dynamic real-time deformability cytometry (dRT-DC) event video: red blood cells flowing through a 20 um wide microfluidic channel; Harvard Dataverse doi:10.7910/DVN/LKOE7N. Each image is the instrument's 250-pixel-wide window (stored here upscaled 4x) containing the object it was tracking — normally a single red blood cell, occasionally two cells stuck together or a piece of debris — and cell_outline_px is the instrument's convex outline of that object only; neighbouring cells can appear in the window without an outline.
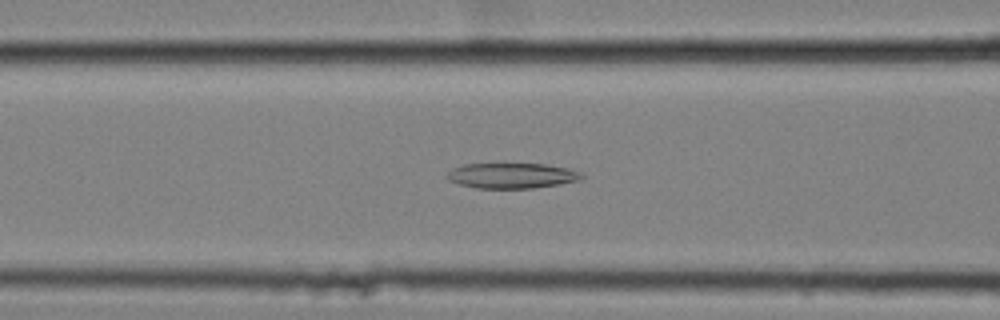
{"species": "common noctule bat (a hibernating species)", "species_latin": "Nyctalus noctula", "temperature_condition": "cold", "stored_images_in_passage": 58, "camera_frame_rate_fps": 3000, "um_per_image_px": 0.085, "animal": {"sex": "female", "body_mass_g": 25.1}, "frame": {"image": 1, "passage_image": 24, "time_ms": 7.667, "image_size_px": [1000, 320], "cell_outline_px": [[584, 176], [580, 180], [560, 184], [532, 188], [476, 188], [460, 184], [448, 180], [444, 176], [452, 168], [464, 164], [544, 164], [568, 168], [580, 172]], "centroid_in_image_um": [43.49, 14.93], "position_along_channel_um": 123.1, "area_um2": 19.88}}
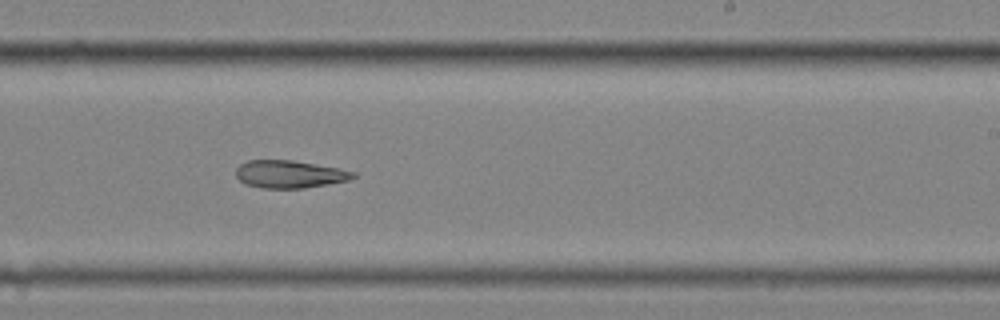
{"frame": {"image": 2, "passage_image": 36, "time_ms": 11.667, "image_size_px": [1000, 320], "cell_outline_px": [[356, 176], [348, 180], [328, 184], [304, 188], [264, 188], [244, 184], [236, 176], [236, 168], [240, 164], [248, 160], [292, 160], [340, 168], [356, 172]], "centroid_in_image_um": [24.61, 14.8], "position_along_channel_um": 264.4, "area_um2": 18.9}}
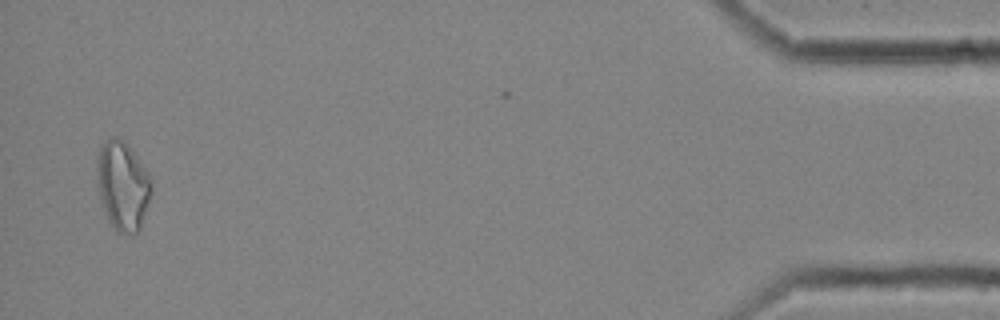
{"frame": {"image": 3, "passage_image": 56, "time_ms": 18.333, "image_size_px": [1000, 320], "cell_outline_px": [[152, 192], [140, 228], [132, 236], [116, 232], [108, 220], [100, 200], [100, 148], [112, 136], [120, 136], [128, 144], [152, 180]], "centroid_in_image_um": [10.49, 15.84], "position_along_channel_um": 424.7, "area_um2": 27.51}}